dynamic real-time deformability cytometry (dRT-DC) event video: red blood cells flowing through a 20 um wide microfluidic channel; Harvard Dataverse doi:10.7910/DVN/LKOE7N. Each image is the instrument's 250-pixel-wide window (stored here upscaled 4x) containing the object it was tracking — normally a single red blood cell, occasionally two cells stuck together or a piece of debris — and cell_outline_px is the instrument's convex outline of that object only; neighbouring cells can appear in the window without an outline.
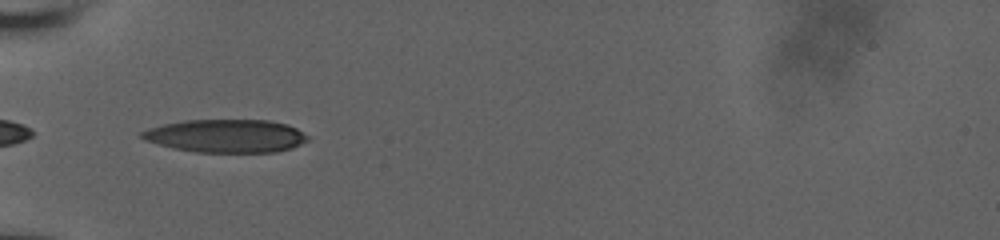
{"species": "human", "species_latin": "Homo sapiens", "temperature_condition": "room temperature", "stored_images_in_passage": 36, "camera_frame_rate_fps": 3000, "um_per_image_px": 0.085, "donor": {"sex": "male"}, "frame": {"image": 1, "passage_image": 1, "time_ms": 0.0, "image_size_px": [1000, 240], "cell_outline_px": [[312, 136], [308, 140], [292, 148], [276, 152], [196, 152], [172, 148], [144, 140], [140, 136], [140, 132], [148, 128], [164, 124], [184, 120], [268, 120], [288, 124]], "centroid_in_image_um": [19.24, 11.55], "position_along_channel_um": 65.8, "area_um2": 32.25}}
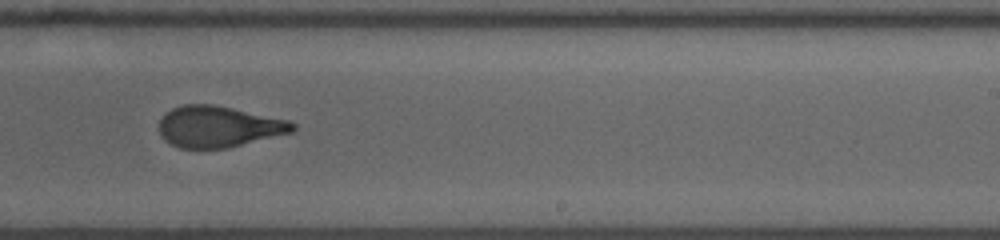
{"frame": {"image": 2, "passage_image": 17, "time_ms": 5.333, "image_size_px": [1000, 240], "cell_outline_px": [[296, 128], [292, 132], [228, 148], [180, 148], [164, 140], [160, 136], [160, 120], [164, 112], [172, 108], [184, 104], [212, 104], [232, 108], [288, 120], [296, 124]], "centroid_in_image_um": [18.55, 10.76], "position_along_channel_um": 270.4, "area_um2": 32.02}}
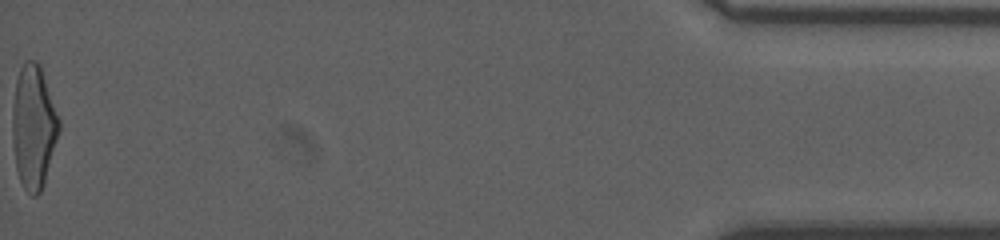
{"frame": {"image": 3, "passage_image": 36, "time_ms": 11.667, "image_size_px": [1000, 240], "cell_outline_px": [[60, 128], [44, 184], [40, 192], [36, 196], [32, 196], [24, 188], [20, 180], [16, 168], [12, 140], [12, 108], [16, 80], [20, 68], [24, 60], [36, 60], [40, 64], [60, 120]], "centroid_in_image_um": [2.84, 10.76], "position_along_channel_um": 432.4, "area_um2": 33.64}, "authors_computed_cell_mechanics": {"area_um2": 32.9171, "velocity_mm_per_s": 3.955, "shape_relaxation_time_tau1_ms": 5.5307, "shape_relaxation_time_tau2_ms": 1.244, "deformation_change_tau1": 0.22, "deformation_change_tau2": 0.0941}}